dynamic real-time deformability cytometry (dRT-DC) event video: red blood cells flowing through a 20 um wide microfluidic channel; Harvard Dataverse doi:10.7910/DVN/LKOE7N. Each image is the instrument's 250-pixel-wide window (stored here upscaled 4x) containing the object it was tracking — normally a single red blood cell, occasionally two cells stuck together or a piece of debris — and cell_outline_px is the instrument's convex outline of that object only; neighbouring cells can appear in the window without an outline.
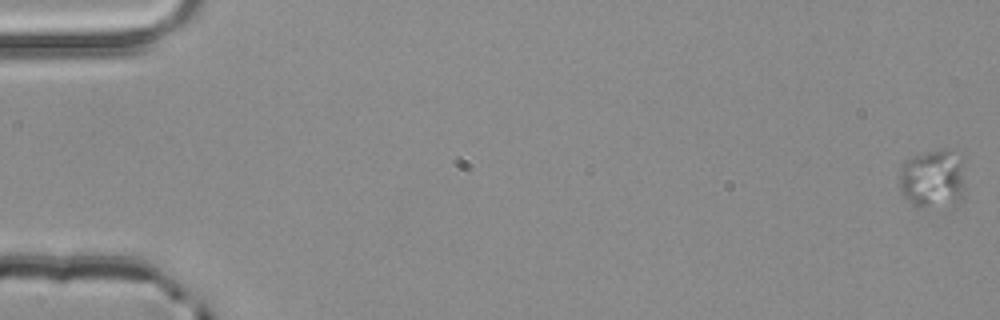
{"species": "common noctule bat (a hibernating species)", "species_latin": "Nyctalus noctula", "temperature_condition": "room temperature", "stored_images_in_passage": 5, "segment_of_instrument_passage": [2, 2], "camera_frame_rate_fps": 3000, "um_per_image_px": 0.085, "animal": {"sex": "male", "body_mass_g": 20.4}, "frame": {"image": 1, "passage_image": 5, "time_ms": 1.333, "image_size_px": [1000, 320], "cell_outline_px": [[968, 192], [964, 200], [952, 204], [920, 208], [916, 208], [900, 192], [900, 172], [904, 164], [912, 156], [940, 148], [952, 148], [964, 160]], "centroid_in_image_um": [79.41, 15.19], "position_along_channel_um": 5.6, "area_um2": 23.81}}